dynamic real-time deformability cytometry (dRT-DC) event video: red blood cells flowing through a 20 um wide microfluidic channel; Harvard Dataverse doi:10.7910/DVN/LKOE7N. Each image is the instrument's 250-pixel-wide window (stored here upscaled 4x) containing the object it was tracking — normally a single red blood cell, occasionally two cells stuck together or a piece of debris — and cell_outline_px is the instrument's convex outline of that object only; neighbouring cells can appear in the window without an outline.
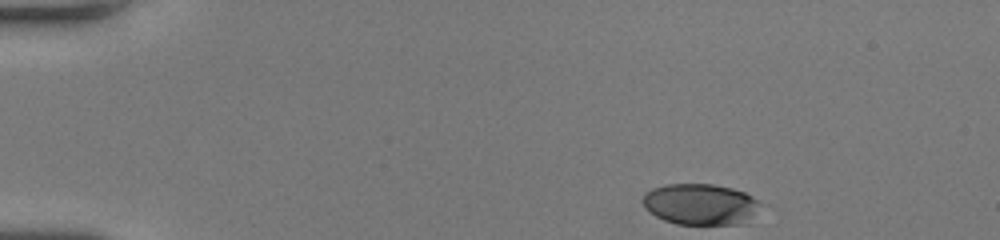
{"species": "human", "species_latin": "Homo sapiens", "temperature_condition": "room temperature", "stored_images_in_passage": 46, "camera_frame_rate_fps": 3000, "um_per_image_px": 0.085, "donor": {"sex": "female"}, "frame": {"image": 1, "passage_image": 1, "time_ms": 0.0, "image_size_px": [1000, 240], "cell_outline_px": [[760, 204], [748, 224], [676, 224], [664, 220], [656, 216], [644, 208], [640, 200], [644, 192], [652, 188], [664, 184], [712, 184], [732, 188], [744, 192], [752, 196]], "centroid_in_image_um": [59.49, 17.36], "position_along_channel_um": 25.5, "area_um2": 28.5}}
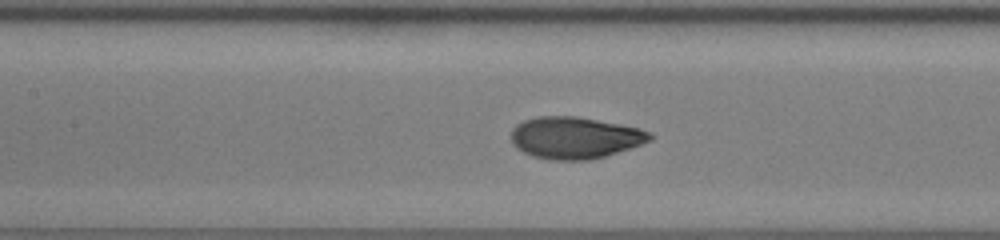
{"frame": {"image": 2, "passage_image": 19, "time_ms": 6.0, "image_size_px": [1000, 240], "cell_outline_px": [[656, 136], [652, 140], [604, 156], [588, 160], [552, 160], [532, 156], [516, 148], [512, 144], [512, 128], [516, 124], [524, 120], [540, 116], [576, 116], [620, 124], [640, 128], [652, 132]], "centroid_in_image_um": [48.87, 11.7], "position_along_channel_um": 158.5, "area_um2": 33.81}}
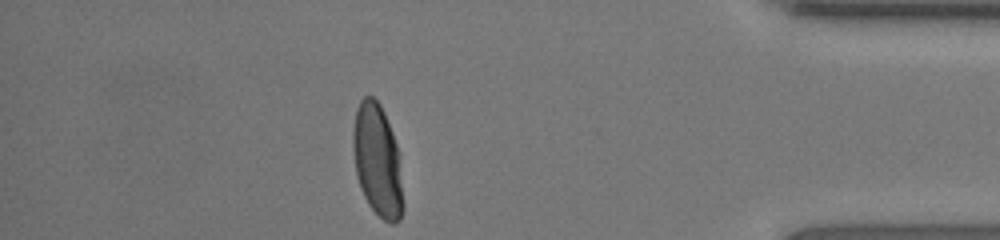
{"frame": {"image": 3, "passage_image": 40, "time_ms": 13.0, "image_size_px": [1000, 240], "cell_outline_px": [[400, 220], [396, 224], [392, 224], [384, 220], [368, 204], [360, 188], [356, 172], [352, 148], [352, 132], [356, 108], [360, 100], [364, 96], [372, 96], [380, 104], [384, 112], [392, 132], [396, 144], [400, 184]], "centroid_in_image_um": [32.01, 13.57], "position_along_channel_um": 403.2, "area_um2": 31.85}, "authors_computed_cell_mechanics": {"area_um2": 32.657, "velocity_mm_per_s": 4.0015, "shape_relaxation_time_tau1_ms": 4.2148, "shape_relaxation_time_tau2_ms": null, "deformation_change_tau1": 0.215, "deformation_change_tau2": null}}